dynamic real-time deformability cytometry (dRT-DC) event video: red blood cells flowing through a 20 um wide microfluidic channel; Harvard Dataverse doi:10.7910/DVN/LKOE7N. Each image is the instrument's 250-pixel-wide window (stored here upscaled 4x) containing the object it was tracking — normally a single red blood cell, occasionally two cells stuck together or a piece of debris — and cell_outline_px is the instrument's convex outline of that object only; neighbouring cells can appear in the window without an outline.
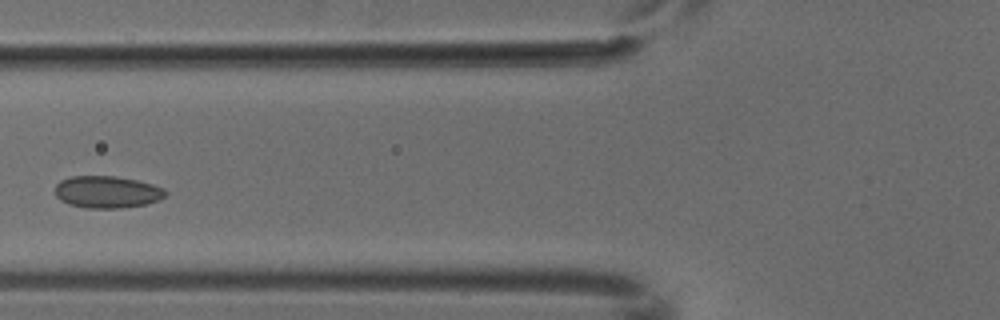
{"species": "common noctule bat (a hibernating species)", "species_latin": "Nyctalus noctula", "temperature_condition": "cold", "stored_images_in_passage": 5, "camera_frame_rate_fps": 3000, "um_per_image_px": 0.085, "animal": {"sex": "male", "body_mass_g": 18.8}, "frame": {"image": 1, "passage_image": 4, "time_ms": 1.0, "image_size_px": [1000, 320], "cell_outline_px": [[168, 192], [160, 200], [144, 204], [120, 208], [88, 208], [68, 204], [60, 200], [52, 192], [56, 184], [60, 180], [72, 176], [116, 176], [136, 180], [152, 184], [164, 188]], "centroid_in_image_um": [9.06, 16.31], "position_along_channel_um": 116.7, "area_um2": 20.81}}
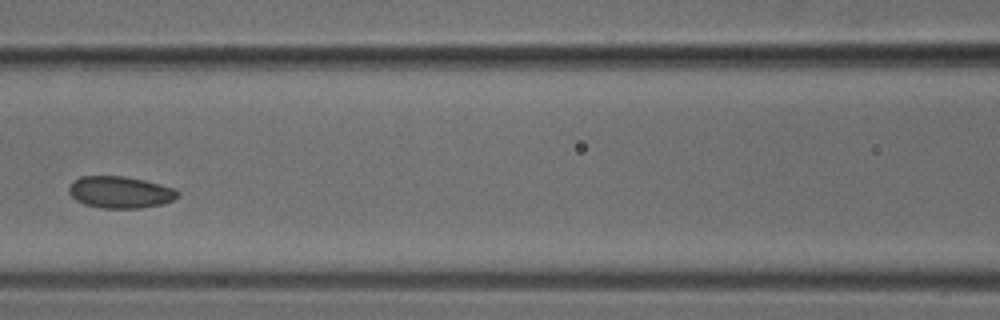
{"frame": {"image": 2, "passage_image": 5, "time_ms": 1.333, "image_size_px": [1000, 320], "cell_outline_px": [[180, 196], [164, 204], [140, 208], [100, 208], [84, 204], [76, 200], [68, 192], [68, 188], [72, 180], [80, 176], [124, 176], [144, 180], [160, 184], [172, 188], [180, 192]], "centroid_in_image_um": [10.2, 16.34], "position_along_channel_um": 156.4, "area_um2": 20.35}}